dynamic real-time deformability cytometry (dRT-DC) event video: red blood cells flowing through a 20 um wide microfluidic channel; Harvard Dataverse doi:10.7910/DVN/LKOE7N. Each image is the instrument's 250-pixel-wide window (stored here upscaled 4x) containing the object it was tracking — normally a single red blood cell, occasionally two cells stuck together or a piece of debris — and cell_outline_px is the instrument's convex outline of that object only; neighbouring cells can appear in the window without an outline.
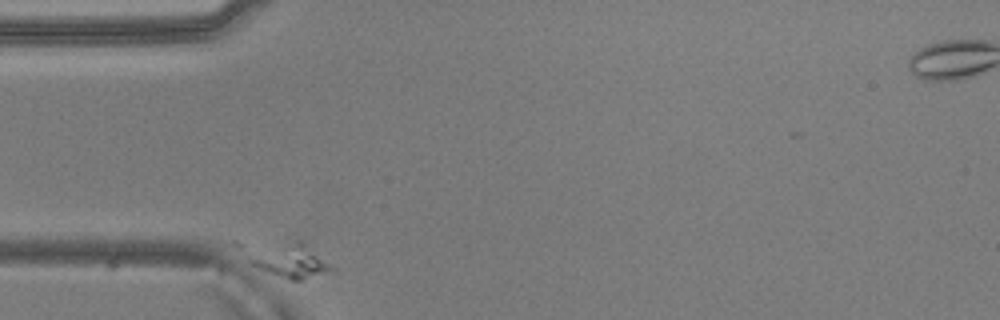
{"species": "common noctule bat (a hibernating species)", "species_latin": "Nyctalus noctula", "temperature_condition": "warm", "stored_images_in_passage": 39, "camera_frame_rate_fps": 3000, "um_per_image_px": 0.085, "animal": {"sex": "male", "body_mass_g": 20.5, "forearm_length_mm": 52.5}, "frame": {"image": 1, "passage_image": 1, "time_ms": 0.0, "image_size_px": [1000, 320], "cell_outline_px": [[336, 272], [300, 280], [288, 280], [256, 264], [252, 260], [296, 240], [304, 240], [336, 268]], "centroid_in_image_um": [25.14, 22.25], "position_along_channel_um": 59.9, "area_um2": 14.45}}
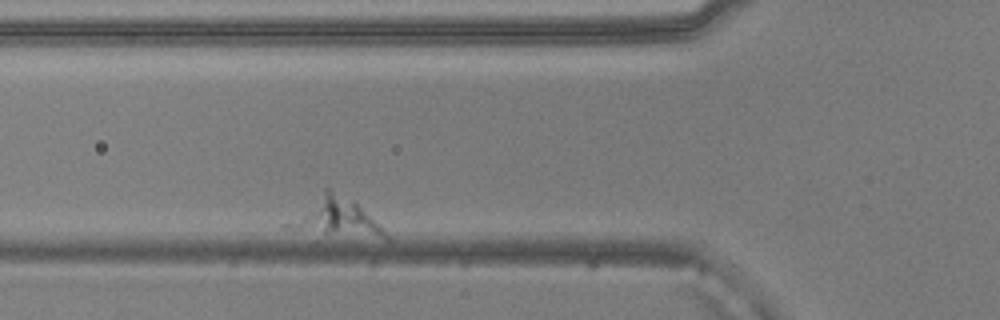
{"frame": {"image": 2, "passage_image": 6, "time_ms": 1.667, "image_size_px": [1000, 320], "cell_outline_px": [[388, 240], [280, 228], [280, 224], [324, 188], [328, 188], [356, 204], [388, 236]], "centroid_in_image_um": [28.34, 18.49], "position_along_channel_um": 97.5, "area_um2": 21.15}}
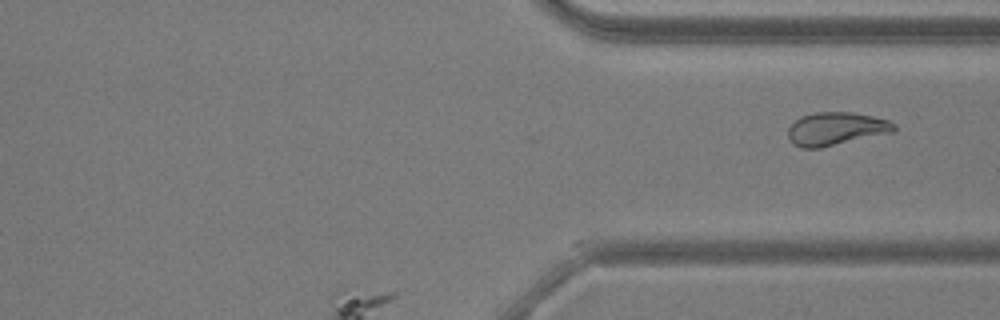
{"frame": {"image": 3, "passage_image": 39, "time_ms": 12.667, "image_size_px": [1000, 320], "cell_outline_px": [[896, 132], [820, 148], [800, 148], [792, 144], [788, 140], [788, 128], [796, 120], [804, 116], [816, 112], [852, 112], [872, 116], [888, 120], [896, 124]], "centroid_in_image_um": [71.08, 10.96], "position_along_channel_um": 340.3, "area_um2": 20.63}}